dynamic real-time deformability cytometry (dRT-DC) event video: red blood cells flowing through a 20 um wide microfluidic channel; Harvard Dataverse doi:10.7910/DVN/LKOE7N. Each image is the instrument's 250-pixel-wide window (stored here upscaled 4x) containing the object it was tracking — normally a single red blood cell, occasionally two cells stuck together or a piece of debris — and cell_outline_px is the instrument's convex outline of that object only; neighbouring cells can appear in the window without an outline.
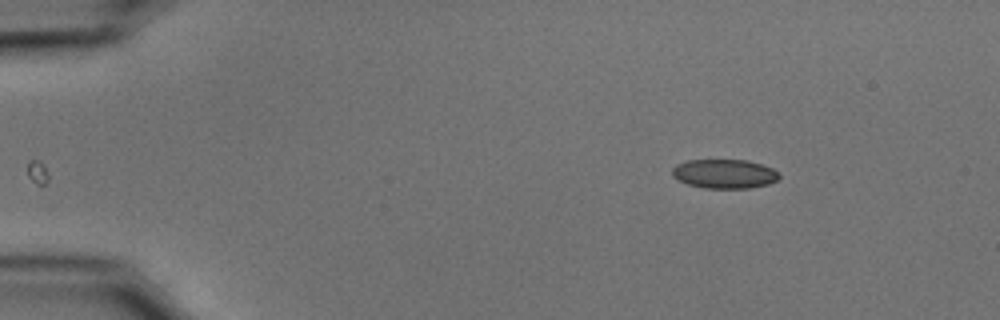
{"species": "common noctule bat (a hibernating species)", "species_latin": "Nyctalus noctula", "temperature_condition": "cold", "stored_images_in_passage": 47, "camera_frame_rate_fps": 3000, "um_per_image_px": 0.085, "animal": {"sex": "male", "body_mass_g": 15.6}, "frame": {"image": 1, "passage_image": 1, "time_ms": 0.0, "image_size_px": [1000, 320], "cell_outline_px": [[780, 176], [776, 180], [768, 184], [748, 188], [704, 188], [688, 184], [672, 176], [672, 168], [676, 164], [688, 160], [748, 160], [772, 168], [780, 172]], "centroid_in_image_um": [61.58, 14.77], "position_along_channel_um": 23.4, "area_um2": 18.15}}
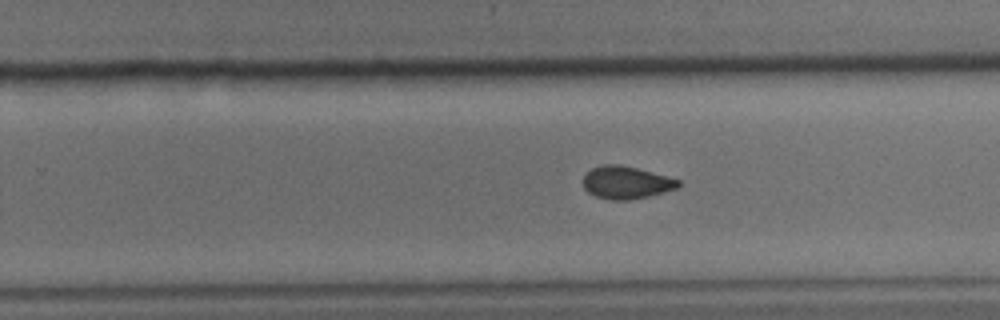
{"frame": {"image": 2, "passage_image": 28, "time_ms": 9.0, "image_size_px": [1000, 320], "cell_outline_px": [[680, 184], [676, 188], [664, 192], [648, 196], [628, 200], [612, 200], [596, 196], [588, 192], [584, 188], [584, 176], [592, 168], [604, 164], [620, 164], [636, 168], [680, 180]], "centroid_in_image_um": [53.21, 15.51], "position_along_channel_um": 276.6, "area_um2": 17.8}}
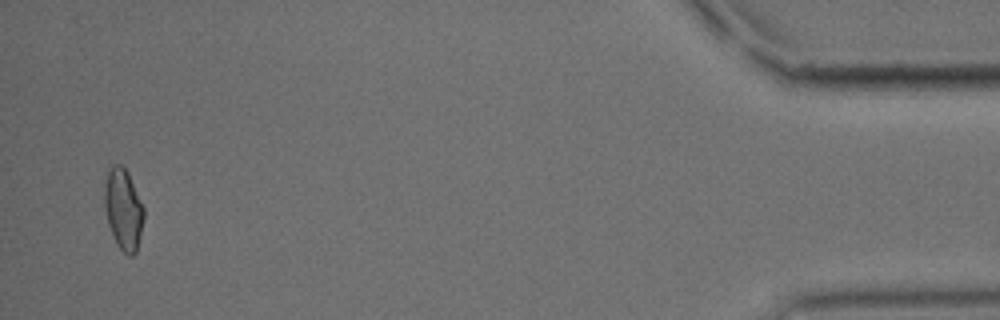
{"frame": {"image": 3, "passage_image": 46, "time_ms": 15.0, "image_size_px": [1000, 320], "cell_outline_px": [[144, 216], [140, 236], [136, 252], [132, 256], [128, 256], [116, 244], [108, 224], [104, 208], [104, 188], [108, 168], [112, 164], [120, 164], [128, 172], [144, 208]], "centroid_in_image_um": [10.47, 17.77], "position_along_channel_um": 424.7, "area_um2": 18.67}, "authors_computed_cell_mechanics": {"area_um2": 18.3226, "velocity_mm_per_s": 3.7305, "shape_relaxation_time_tau1_ms": 4.9183, "shape_relaxation_time_tau2_ms": 1.875, "deformation_change_tau1": 0.1049, "deformation_change_tau2": 0.0699}}